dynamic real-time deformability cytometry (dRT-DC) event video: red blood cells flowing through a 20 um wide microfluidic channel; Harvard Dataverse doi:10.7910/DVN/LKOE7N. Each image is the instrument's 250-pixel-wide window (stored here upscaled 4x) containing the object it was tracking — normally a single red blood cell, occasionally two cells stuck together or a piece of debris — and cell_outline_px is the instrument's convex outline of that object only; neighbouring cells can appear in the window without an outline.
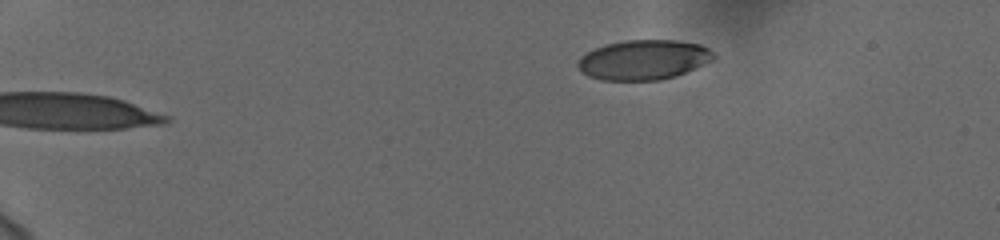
{"species": "human", "species_latin": "Homo sapiens", "temperature_condition": "cold", "stored_images_in_passage": 47, "camera_frame_rate_fps": 3000, "um_per_image_px": 0.085, "donor": {"sex": "female"}, "frame": {"image": 1, "passage_image": 1, "time_ms": 0.0, "image_size_px": [1000, 240], "cell_outline_px": [[716, 56], [712, 60], [676, 76], [660, 80], [600, 80], [588, 76], [576, 64], [580, 56], [604, 44], [624, 40], [676, 40], [700, 44], [708, 48]], "centroid_in_image_um": [54.69, 5.08], "position_along_channel_um": 30.3, "area_um2": 31.44}}
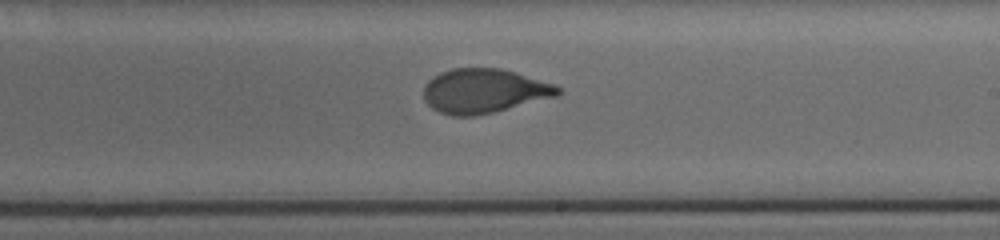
{"frame": {"image": 2, "passage_image": 27, "time_ms": 8.667, "image_size_px": [1000, 240], "cell_outline_px": [[560, 92], [556, 96], [476, 116], [452, 116], [440, 112], [432, 108], [424, 100], [424, 84], [432, 76], [440, 72], [452, 68], [500, 68], [552, 84], [560, 88]], "centroid_in_image_um": [41.06, 7.73], "position_along_channel_um": 247.9, "area_um2": 34.28}}
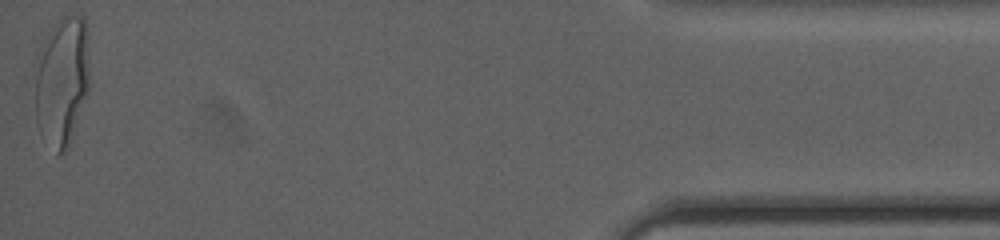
{"frame": {"image": 3, "passage_image": 47, "time_ms": 15.333, "image_size_px": [1000, 240], "cell_outline_px": [[88, 88], [72, 140], [68, 148], [64, 152], [56, 152], [36, 124], [32, 64], [36, 52], [52, 24], [76, 12], [88, 24]], "centroid_in_image_um": [5.21, 6.8], "position_along_channel_um": 430.0, "area_um2": 42.37}, "authors_computed_cell_mechanics": {"area_um2": 34.969, "velocity_mm_per_s": 3.7505, "shape_relaxation_time_tau1_ms": 5.0593, "shape_relaxation_time_tau2_ms": null, "deformation_change_tau1": 0.2031, "deformation_change_tau2": null}}